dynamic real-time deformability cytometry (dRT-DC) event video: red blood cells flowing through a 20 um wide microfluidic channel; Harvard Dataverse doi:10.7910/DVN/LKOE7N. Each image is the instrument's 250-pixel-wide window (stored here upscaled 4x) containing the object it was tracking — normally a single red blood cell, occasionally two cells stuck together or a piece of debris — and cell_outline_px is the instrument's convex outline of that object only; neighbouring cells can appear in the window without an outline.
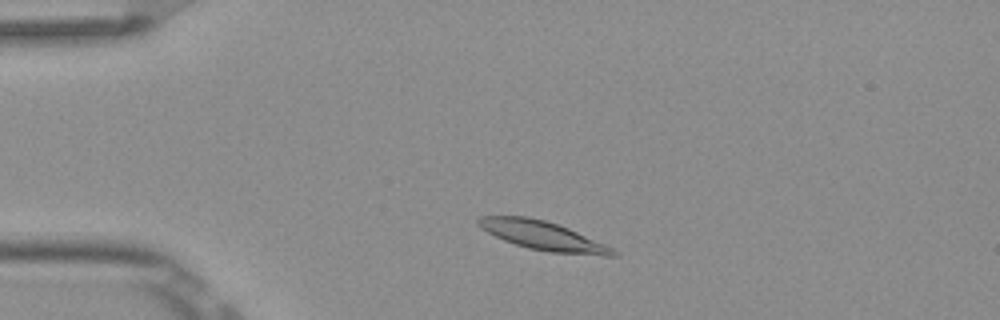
{"species": "Egyptian fruit bat (a non-hibernating species)", "species_latin": "Rousettus aegyptiacus", "temperature_condition": "room temperature", "stored_images_in_passage": 3, "camera_frame_rate_fps": 3000, "um_per_image_px": 0.085, "frame": {"image": 1, "passage_image": 2, "time_ms": 0.333, "image_size_px": [1000, 320], "cell_outline_px": [[620, 252], [616, 256], [604, 256], [548, 252], [528, 248], [504, 240], [480, 228], [476, 224], [476, 220], [480, 216], [528, 216], [544, 220], [568, 228], [604, 244]], "centroid_in_image_um": [46.14, 20.04], "position_along_channel_um": 38.9, "area_um2": 22.54}}